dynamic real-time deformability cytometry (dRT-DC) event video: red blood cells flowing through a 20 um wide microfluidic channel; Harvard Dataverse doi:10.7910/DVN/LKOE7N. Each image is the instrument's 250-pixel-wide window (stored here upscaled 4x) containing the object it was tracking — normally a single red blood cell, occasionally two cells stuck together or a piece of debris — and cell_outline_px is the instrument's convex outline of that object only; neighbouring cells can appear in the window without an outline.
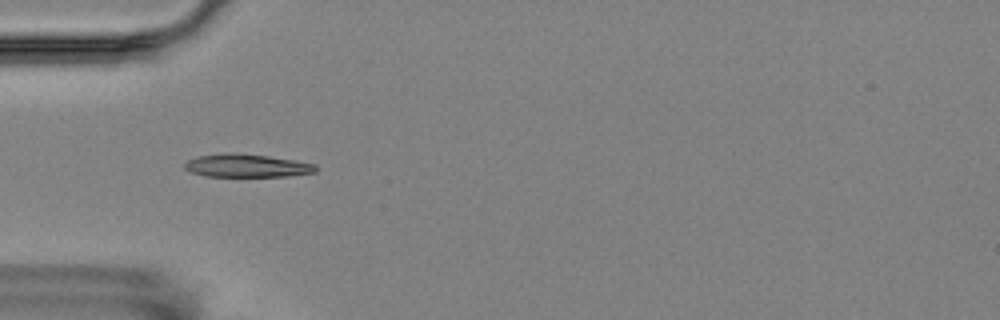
{"species": "Egyptian fruit bat (a non-hibernating species)", "species_latin": "Rousettus aegyptiacus", "temperature_condition": "room temperature", "stored_images_in_passage": 11, "camera_frame_rate_fps": 3000, "um_per_image_px": 0.085, "animal": {"sex": "female"}, "frame": {"image": 1, "passage_image": 5, "time_ms": 5.333, "image_size_px": [1000, 320], "cell_outline_px": [[316, 172], [288, 176], [204, 176], [192, 172], [184, 168], [184, 164], [188, 160], [196, 156], [268, 156], [296, 160], [316, 164]], "centroid_in_image_um": [21.05, 14.13], "position_along_channel_um": 63.9, "area_um2": 16.59}}
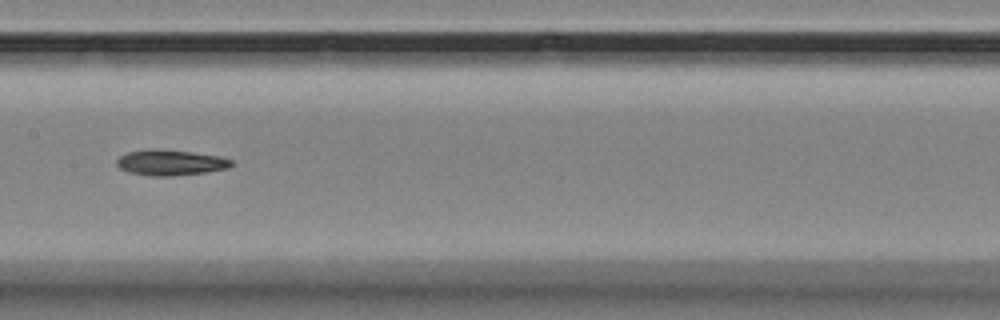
{"frame": {"image": 2, "passage_image": 8, "time_ms": 9.0, "image_size_px": [1000, 320], "cell_outline_px": [[232, 164], [228, 168], [208, 172], [172, 176], [152, 176], [128, 172], [120, 168], [116, 164], [116, 160], [120, 156], [128, 152], [148, 148], [152, 148], [192, 152], [220, 156], [232, 160]], "centroid_in_image_um": [14.48, 13.81], "position_along_channel_um": 192.9, "area_um2": 17.22}}
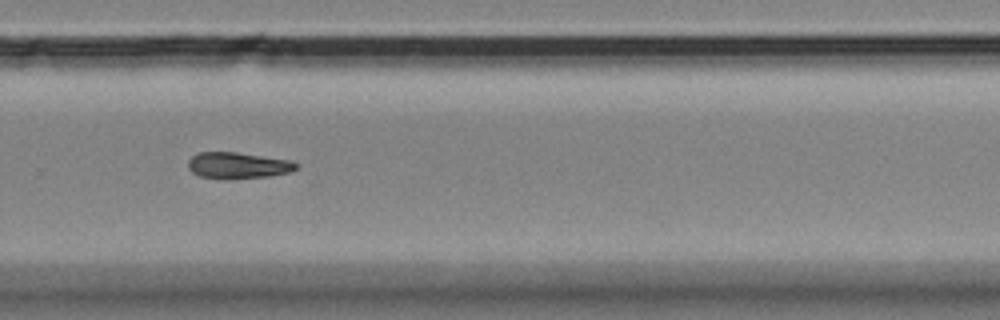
{"frame": {"image": 3, "passage_image": 11, "time_ms": 12.333, "image_size_px": [1000, 320], "cell_outline_px": [[296, 168], [292, 172], [268, 176], [200, 176], [192, 172], [188, 168], [188, 160], [192, 156], [200, 152], [236, 152], [288, 160], [296, 164]], "centroid_in_image_um": [20.21, 14.01], "position_along_channel_um": 309.6, "area_um2": 15.55}}